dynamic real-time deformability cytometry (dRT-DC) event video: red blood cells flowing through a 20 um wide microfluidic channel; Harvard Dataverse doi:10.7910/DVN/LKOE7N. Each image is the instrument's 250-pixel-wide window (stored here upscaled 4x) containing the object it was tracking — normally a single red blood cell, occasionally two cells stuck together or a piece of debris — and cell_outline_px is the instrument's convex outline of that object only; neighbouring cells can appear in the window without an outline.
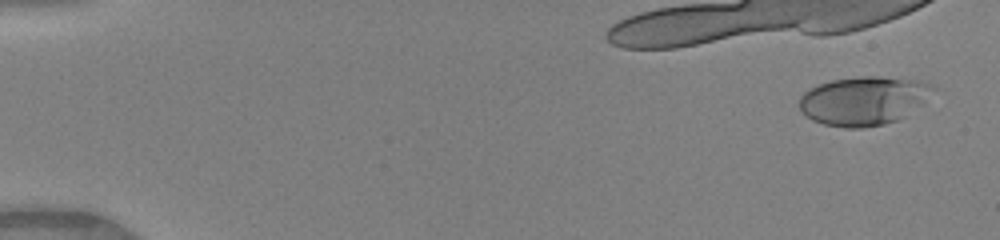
{"species": "human", "species_latin": "Homo sapiens", "temperature_condition": "warm", "stored_images_in_passage": 38, "camera_frame_rate_fps": 3000, "um_per_image_px": 0.085, "donor": {"sex": "female"}, "frame": {"image": 1, "passage_image": 3, "time_ms": 0.667, "image_size_px": [1000, 240], "cell_outline_px": [[936, 88], [920, 104], [896, 120], [884, 124], [864, 128], [844, 128], [824, 124], [812, 120], [800, 112], [800, 96], [804, 92], [816, 84], [832, 80], [860, 76], [876, 76], [928, 80]], "centroid_in_image_um": [73.38, 8.54], "position_along_channel_um": 11.6, "area_um2": 38.09}}
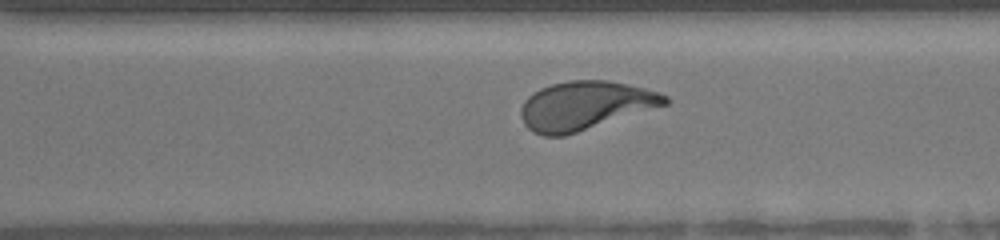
{"frame": {"image": 2, "passage_image": 31, "time_ms": 10.0, "image_size_px": [1000, 240], "cell_outline_px": [[672, 100], [668, 104], [564, 136], [544, 136], [528, 128], [524, 124], [520, 116], [520, 108], [524, 100], [528, 96], [540, 88], [552, 84], [568, 80], [608, 80], [628, 84], [660, 92], [668, 96]], "centroid_in_image_um": [49.73, 8.96], "position_along_channel_um": 320.9, "area_um2": 40.81}}
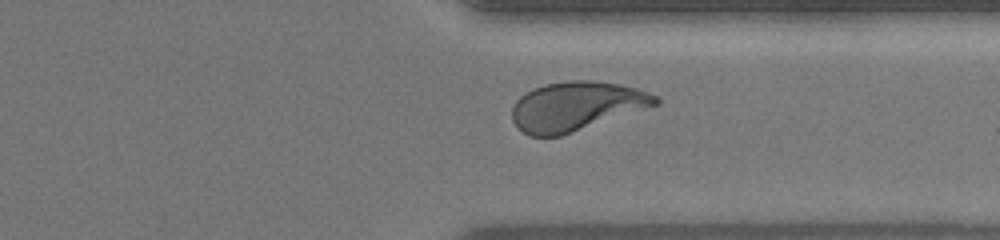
{"frame": {"image": 3, "passage_image": 34, "time_ms": 11.0, "image_size_px": [1000, 240], "cell_outline_px": [[660, 104], [560, 136], [528, 136], [512, 120], [512, 108], [516, 100], [520, 96], [532, 88], [544, 84], [568, 80], [588, 80], [620, 84], [636, 88], [648, 92], [656, 96], [660, 100]], "centroid_in_image_um": [48.98, 9.02], "position_along_channel_um": 362.4, "area_um2": 40.92}}